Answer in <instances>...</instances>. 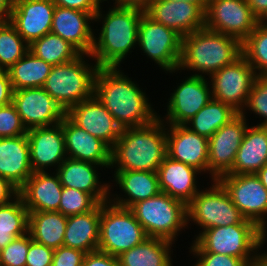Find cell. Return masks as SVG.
<instances>
[{"label": "cell", "mask_w": 267, "mask_h": 266, "mask_svg": "<svg viewBox=\"0 0 267 266\" xmlns=\"http://www.w3.org/2000/svg\"><path fill=\"white\" fill-rule=\"evenodd\" d=\"M122 68L99 67L94 95L122 129L148 125L158 118L159 111L154 109L147 88L139 86L141 80L129 77Z\"/></svg>", "instance_id": "obj_1"}, {"label": "cell", "mask_w": 267, "mask_h": 266, "mask_svg": "<svg viewBox=\"0 0 267 266\" xmlns=\"http://www.w3.org/2000/svg\"><path fill=\"white\" fill-rule=\"evenodd\" d=\"M143 13L134 8L109 5L106 1L101 4L94 15V43L90 53L99 67H121L127 58L130 61L132 52L139 54L138 28Z\"/></svg>", "instance_id": "obj_2"}, {"label": "cell", "mask_w": 267, "mask_h": 266, "mask_svg": "<svg viewBox=\"0 0 267 266\" xmlns=\"http://www.w3.org/2000/svg\"><path fill=\"white\" fill-rule=\"evenodd\" d=\"M241 56L242 42L239 39L203 27L182 37L178 69L166 74L176 76L179 72L181 76L187 71L186 74L209 78Z\"/></svg>", "instance_id": "obj_3"}, {"label": "cell", "mask_w": 267, "mask_h": 266, "mask_svg": "<svg viewBox=\"0 0 267 266\" xmlns=\"http://www.w3.org/2000/svg\"><path fill=\"white\" fill-rule=\"evenodd\" d=\"M166 147V124L159 118L145 126L122 129L111 148L109 172H157L167 156Z\"/></svg>", "instance_id": "obj_4"}, {"label": "cell", "mask_w": 267, "mask_h": 266, "mask_svg": "<svg viewBox=\"0 0 267 266\" xmlns=\"http://www.w3.org/2000/svg\"><path fill=\"white\" fill-rule=\"evenodd\" d=\"M98 64L88 54L52 66L43 89L67 112L72 106L94 96Z\"/></svg>", "instance_id": "obj_5"}, {"label": "cell", "mask_w": 267, "mask_h": 266, "mask_svg": "<svg viewBox=\"0 0 267 266\" xmlns=\"http://www.w3.org/2000/svg\"><path fill=\"white\" fill-rule=\"evenodd\" d=\"M194 241L205 252L242 258L247 263L256 259L267 248L264 246L267 243V234L250 220L241 224L205 229Z\"/></svg>", "instance_id": "obj_6"}, {"label": "cell", "mask_w": 267, "mask_h": 266, "mask_svg": "<svg viewBox=\"0 0 267 266\" xmlns=\"http://www.w3.org/2000/svg\"><path fill=\"white\" fill-rule=\"evenodd\" d=\"M130 209L148 237L178 244V236L187 230V205L164 192L139 201Z\"/></svg>", "instance_id": "obj_7"}, {"label": "cell", "mask_w": 267, "mask_h": 266, "mask_svg": "<svg viewBox=\"0 0 267 266\" xmlns=\"http://www.w3.org/2000/svg\"><path fill=\"white\" fill-rule=\"evenodd\" d=\"M205 186L187 204V229H194V225L198 228L192 239L205 229L241 224L246 220L217 180Z\"/></svg>", "instance_id": "obj_8"}, {"label": "cell", "mask_w": 267, "mask_h": 266, "mask_svg": "<svg viewBox=\"0 0 267 266\" xmlns=\"http://www.w3.org/2000/svg\"><path fill=\"white\" fill-rule=\"evenodd\" d=\"M148 238L130 208L101 203L98 250L118 257Z\"/></svg>", "instance_id": "obj_9"}, {"label": "cell", "mask_w": 267, "mask_h": 266, "mask_svg": "<svg viewBox=\"0 0 267 266\" xmlns=\"http://www.w3.org/2000/svg\"><path fill=\"white\" fill-rule=\"evenodd\" d=\"M182 36L175 30L164 26L145 12L143 13L138 28L137 51L145 60L154 63L160 71L177 70L181 57ZM143 53V54H142Z\"/></svg>", "instance_id": "obj_10"}, {"label": "cell", "mask_w": 267, "mask_h": 266, "mask_svg": "<svg viewBox=\"0 0 267 266\" xmlns=\"http://www.w3.org/2000/svg\"><path fill=\"white\" fill-rule=\"evenodd\" d=\"M175 83L173 90L168 89L170 97H165V115L158 113V118L166 125H184L212 99L211 85L206 77L183 73V78Z\"/></svg>", "instance_id": "obj_11"}, {"label": "cell", "mask_w": 267, "mask_h": 266, "mask_svg": "<svg viewBox=\"0 0 267 266\" xmlns=\"http://www.w3.org/2000/svg\"><path fill=\"white\" fill-rule=\"evenodd\" d=\"M217 181L243 217L267 234V190L256 174H224Z\"/></svg>", "instance_id": "obj_12"}, {"label": "cell", "mask_w": 267, "mask_h": 266, "mask_svg": "<svg viewBox=\"0 0 267 266\" xmlns=\"http://www.w3.org/2000/svg\"><path fill=\"white\" fill-rule=\"evenodd\" d=\"M256 76L254 68L242 55L235 62L222 67L208 78L212 99L230 105L235 111L241 113L245 108Z\"/></svg>", "instance_id": "obj_13"}, {"label": "cell", "mask_w": 267, "mask_h": 266, "mask_svg": "<svg viewBox=\"0 0 267 266\" xmlns=\"http://www.w3.org/2000/svg\"><path fill=\"white\" fill-rule=\"evenodd\" d=\"M245 116L238 113L227 124L208 138V175L210 181L227 174L234 165L236 153L250 124Z\"/></svg>", "instance_id": "obj_14"}, {"label": "cell", "mask_w": 267, "mask_h": 266, "mask_svg": "<svg viewBox=\"0 0 267 266\" xmlns=\"http://www.w3.org/2000/svg\"><path fill=\"white\" fill-rule=\"evenodd\" d=\"M259 20L246 0H209L205 11V27L243 42Z\"/></svg>", "instance_id": "obj_15"}, {"label": "cell", "mask_w": 267, "mask_h": 266, "mask_svg": "<svg viewBox=\"0 0 267 266\" xmlns=\"http://www.w3.org/2000/svg\"><path fill=\"white\" fill-rule=\"evenodd\" d=\"M15 106L26 129L60 123L66 112L42 87L14 90Z\"/></svg>", "instance_id": "obj_16"}, {"label": "cell", "mask_w": 267, "mask_h": 266, "mask_svg": "<svg viewBox=\"0 0 267 266\" xmlns=\"http://www.w3.org/2000/svg\"><path fill=\"white\" fill-rule=\"evenodd\" d=\"M26 135L33 173L56 171L67 158L63 120L51 126L28 129Z\"/></svg>", "instance_id": "obj_17"}, {"label": "cell", "mask_w": 267, "mask_h": 266, "mask_svg": "<svg viewBox=\"0 0 267 266\" xmlns=\"http://www.w3.org/2000/svg\"><path fill=\"white\" fill-rule=\"evenodd\" d=\"M110 174L112 177L107 178H110L109 201L117 206L131 208L137 202L154 197L161 192L157 172L117 171ZM114 187L117 188L114 189Z\"/></svg>", "instance_id": "obj_18"}, {"label": "cell", "mask_w": 267, "mask_h": 266, "mask_svg": "<svg viewBox=\"0 0 267 266\" xmlns=\"http://www.w3.org/2000/svg\"><path fill=\"white\" fill-rule=\"evenodd\" d=\"M55 7L52 0H16L12 3L8 20L31 45L51 32Z\"/></svg>", "instance_id": "obj_19"}, {"label": "cell", "mask_w": 267, "mask_h": 266, "mask_svg": "<svg viewBox=\"0 0 267 266\" xmlns=\"http://www.w3.org/2000/svg\"><path fill=\"white\" fill-rule=\"evenodd\" d=\"M66 115L77 126L101 139L110 148L121 135L122 128L95 95L72 106Z\"/></svg>", "instance_id": "obj_20"}, {"label": "cell", "mask_w": 267, "mask_h": 266, "mask_svg": "<svg viewBox=\"0 0 267 266\" xmlns=\"http://www.w3.org/2000/svg\"><path fill=\"white\" fill-rule=\"evenodd\" d=\"M167 156L208 174V138L185 125H166Z\"/></svg>", "instance_id": "obj_21"}, {"label": "cell", "mask_w": 267, "mask_h": 266, "mask_svg": "<svg viewBox=\"0 0 267 266\" xmlns=\"http://www.w3.org/2000/svg\"><path fill=\"white\" fill-rule=\"evenodd\" d=\"M145 13L182 37L205 27V11L186 1L152 0Z\"/></svg>", "instance_id": "obj_22"}, {"label": "cell", "mask_w": 267, "mask_h": 266, "mask_svg": "<svg viewBox=\"0 0 267 266\" xmlns=\"http://www.w3.org/2000/svg\"><path fill=\"white\" fill-rule=\"evenodd\" d=\"M99 170L105 176L101 165L67 157L55 172L63 187L91 194L99 203H104L109 201V181H103Z\"/></svg>", "instance_id": "obj_23"}, {"label": "cell", "mask_w": 267, "mask_h": 266, "mask_svg": "<svg viewBox=\"0 0 267 266\" xmlns=\"http://www.w3.org/2000/svg\"><path fill=\"white\" fill-rule=\"evenodd\" d=\"M51 32L90 55L94 43V16L89 12L56 6Z\"/></svg>", "instance_id": "obj_24"}, {"label": "cell", "mask_w": 267, "mask_h": 266, "mask_svg": "<svg viewBox=\"0 0 267 266\" xmlns=\"http://www.w3.org/2000/svg\"><path fill=\"white\" fill-rule=\"evenodd\" d=\"M157 173L160 191L181 200L186 205L204 187V182L203 186H200V180L205 177L200 171L168 156L164 158Z\"/></svg>", "instance_id": "obj_25"}, {"label": "cell", "mask_w": 267, "mask_h": 266, "mask_svg": "<svg viewBox=\"0 0 267 266\" xmlns=\"http://www.w3.org/2000/svg\"><path fill=\"white\" fill-rule=\"evenodd\" d=\"M63 133L68 158L101 165L105 171L110 169L111 148L77 126L67 115L63 118Z\"/></svg>", "instance_id": "obj_26"}, {"label": "cell", "mask_w": 267, "mask_h": 266, "mask_svg": "<svg viewBox=\"0 0 267 266\" xmlns=\"http://www.w3.org/2000/svg\"><path fill=\"white\" fill-rule=\"evenodd\" d=\"M63 186L55 171L35 172L19 190L28 212L59 211Z\"/></svg>", "instance_id": "obj_27"}, {"label": "cell", "mask_w": 267, "mask_h": 266, "mask_svg": "<svg viewBox=\"0 0 267 266\" xmlns=\"http://www.w3.org/2000/svg\"><path fill=\"white\" fill-rule=\"evenodd\" d=\"M32 174L27 135L0 138V176L20 190Z\"/></svg>", "instance_id": "obj_28"}, {"label": "cell", "mask_w": 267, "mask_h": 266, "mask_svg": "<svg viewBox=\"0 0 267 266\" xmlns=\"http://www.w3.org/2000/svg\"><path fill=\"white\" fill-rule=\"evenodd\" d=\"M267 164V126L249 124L227 174H256Z\"/></svg>", "instance_id": "obj_29"}, {"label": "cell", "mask_w": 267, "mask_h": 266, "mask_svg": "<svg viewBox=\"0 0 267 266\" xmlns=\"http://www.w3.org/2000/svg\"><path fill=\"white\" fill-rule=\"evenodd\" d=\"M101 203L93 210L68 216L63 246L90 253L98 250Z\"/></svg>", "instance_id": "obj_30"}, {"label": "cell", "mask_w": 267, "mask_h": 266, "mask_svg": "<svg viewBox=\"0 0 267 266\" xmlns=\"http://www.w3.org/2000/svg\"><path fill=\"white\" fill-rule=\"evenodd\" d=\"M174 245V246H173ZM175 243L148 237L144 242L121 253L117 258L120 266H174Z\"/></svg>", "instance_id": "obj_31"}, {"label": "cell", "mask_w": 267, "mask_h": 266, "mask_svg": "<svg viewBox=\"0 0 267 266\" xmlns=\"http://www.w3.org/2000/svg\"><path fill=\"white\" fill-rule=\"evenodd\" d=\"M67 219L59 211L29 212L28 232L34 241L57 249L63 246Z\"/></svg>", "instance_id": "obj_32"}, {"label": "cell", "mask_w": 267, "mask_h": 266, "mask_svg": "<svg viewBox=\"0 0 267 266\" xmlns=\"http://www.w3.org/2000/svg\"><path fill=\"white\" fill-rule=\"evenodd\" d=\"M51 69V64L37 58L29 50L7 71L14 91L43 87Z\"/></svg>", "instance_id": "obj_33"}, {"label": "cell", "mask_w": 267, "mask_h": 266, "mask_svg": "<svg viewBox=\"0 0 267 266\" xmlns=\"http://www.w3.org/2000/svg\"><path fill=\"white\" fill-rule=\"evenodd\" d=\"M238 114L230 105L211 99L184 125L199 135L210 138Z\"/></svg>", "instance_id": "obj_34"}, {"label": "cell", "mask_w": 267, "mask_h": 266, "mask_svg": "<svg viewBox=\"0 0 267 266\" xmlns=\"http://www.w3.org/2000/svg\"><path fill=\"white\" fill-rule=\"evenodd\" d=\"M28 224L29 212L20 195L0 205V250L15 238L28 233Z\"/></svg>", "instance_id": "obj_35"}, {"label": "cell", "mask_w": 267, "mask_h": 266, "mask_svg": "<svg viewBox=\"0 0 267 266\" xmlns=\"http://www.w3.org/2000/svg\"><path fill=\"white\" fill-rule=\"evenodd\" d=\"M29 50L52 66L74 60L81 53L62 37L49 32L29 45Z\"/></svg>", "instance_id": "obj_36"}, {"label": "cell", "mask_w": 267, "mask_h": 266, "mask_svg": "<svg viewBox=\"0 0 267 266\" xmlns=\"http://www.w3.org/2000/svg\"><path fill=\"white\" fill-rule=\"evenodd\" d=\"M29 51V44L8 20L0 22V70H8Z\"/></svg>", "instance_id": "obj_37"}, {"label": "cell", "mask_w": 267, "mask_h": 266, "mask_svg": "<svg viewBox=\"0 0 267 266\" xmlns=\"http://www.w3.org/2000/svg\"><path fill=\"white\" fill-rule=\"evenodd\" d=\"M242 55L254 68L256 75H267V25L260 21L242 42Z\"/></svg>", "instance_id": "obj_38"}, {"label": "cell", "mask_w": 267, "mask_h": 266, "mask_svg": "<svg viewBox=\"0 0 267 266\" xmlns=\"http://www.w3.org/2000/svg\"><path fill=\"white\" fill-rule=\"evenodd\" d=\"M241 114L248 120L247 116L250 117L252 115L253 119L255 117L257 123L251 121L250 124L267 126V75H257L254 78L247 103ZM257 118L259 120H256Z\"/></svg>", "instance_id": "obj_39"}, {"label": "cell", "mask_w": 267, "mask_h": 266, "mask_svg": "<svg viewBox=\"0 0 267 266\" xmlns=\"http://www.w3.org/2000/svg\"><path fill=\"white\" fill-rule=\"evenodd\" d=\"M98 204L99 202L91 194L63 187L59 212L67 217L83 214L93 210Z\"/></svg>", "instance_id": "obj_40"}, {"label": "cell", "mask_w": 267, "mask_h": 266, "mask_svg": "<svg viewBox=\"0 0 267 266\" xmlns=\"http://www.w3.org/2000/svg\"><path fill=\"white\" fill-rule=\"evenodd\" d=\"M189 242L187 249L189 255L191 254L192 258L195 259L193 265L191 266H247V262L238 257L209 253L205 252L194 240Z\"/></svg>", "instance_id": "obj_41"}, {"label": "cell", "mask_w": 267, "mask_h": 266, "mask_svg": "<svg viewBox=\"0 0 267 266\" xmlns=\"http://www.w3.org/2000/svg\"><path fill=\"white\" fill-rule=\"evenodd\" d=\"M28 249L29 232L0 250V266H25Z\"/></svg>", "instance_id": "obj_42"}, {"label": "cell", "mask_w": 267, "mask_h": 266, "mask_svg": "<svg viewBox=\"0 0 267 266\" xmlns=\"http://www.w3.org/2000/svg\"><path fill=\"white\" fill-rule=\"evenodd\" d=\"M27 131L12 103L0 107V138L21 136Z\"/></svg>", "instance_id": "obj_43"}, {"label": "cell", "mask_w": 267, "mask_h": 266, "mask_svg": "<svg viewBox=\"0 0 267 266\" xmlns=\"http://www.w3.org/2000/svg\"><path fill=\"white\" fill-rule=\"evenodd\" d=\"M54 249L34 241L29 233V249L25 266H52Z\"/></svg>", "instance_id": "obj_44"}, {"label": "cell", "mask_w": 267, "mask_h": 266, "mask_svg": "<svg viewBox=\"0 0 267 266\" xmlns=\"http://www.w3.org/2000/svg\"><path fill=\"white\" fill-rule=\"evenodd\" d=\"M85 255L82 250L61 246L54 249L52 266H82Z\"/></svg>", "instance_id": "obj_45"}, {"label": "cell", "mask_w": 267, "mask_h": 266, "mask_svg": "<svg viewBox=\"0 0 267 266\" xmlns=\"http://www.w3.org/2000/svg\"><path fill=\"white\" fill-rule=\"evenodd\" d=\"M56 6L89 12L93 16L105 0H52Z\"/></svg>", "instance_id": "obj_46"}, {"label": "cell", "mask_w": 267, "mask_h": 266, "mask_svg": "<svg viewBox=\"0 0 267 266\" xmlns=\"http://www.w3.org/2000/svg\"><path fill=\"white\" fill-rule=\"evenodd\" d=\"M82 266H120L118 258L99 250L86 253Z\"/></svg>", "instance_id": "obj_47"}, {"label": "cell", "mask_w": 267, "mask_h": 266, "mask_svg": "<svg viewBox=\"0 0 267 266\" xmlns=\"http://www.w3.org/2000/svg\"><path fill=\"white\" fill-rule=\"evenodd\" d=\"M13 92L8 71L0 70V107L12 103Z\"/></svg>", "instance_id": "obj_48"}, {"label": "cell", "mask_w": 267, "mask_h": 266, "mask_svg": "<svg viewBox=\"0 0 267 266\" xmlns=\"http://www.w3.org/2000/svg\"><path fill=\"white\" fill-rule=\"evenodd\" d=\"M19 195V190L0 176V205L7 204Z\"/></svg>", "instance_id": "obj_49"}, {"label": "cell", "mask_w": 267, "mask_h": 266, "mask_svg": "<svg viewBox=\"0 0 267 266\" xmlns=\"http://www.w3.org/2000/svg\"><path fill=\"white\" fill-rule=\"evenodd\" d=\"M107 3L122 8H134L145 12L152 0H105ZM111 1V2H110Z\"/></svg>", "instance_id": "obj_50"}, {"label": "cell", "mask_w": 267, "mask_h": 266, "mask_svg": "<svg viewBox=\"0 0 267 266\" xmlns=\"http://www.w3.org/2000/svg\"><path fill=\"white\" fill-rule=\"evenodd\" d=\"M253 15L260 21L267 13V0H246Z\"/></svg>", "instance_id": "obj_51"}, {"label": "cell", "mask_w": 267, "mask_h": 266, "mask_svg": "<svg viewBox=\"0 0 267 266\" xmlns=\"http://www.w3.org/2000/svg\"><path fill=\"white\" fill-rule=\"evenodd\" d=\"M12 3L9 0H0V22L8 19Z\"/></svg>", "instance_id": "obj_52"}, {"label": "cell", "mask_w": 267, "mask_h": 266, "mask_svg": "<svg viewBox=\"0 0 267 266\" xmlns=\"http://www.w3.org/2000/svg\"><path fill=\"white\" fill-rule=\"evenodd\" d=\"M265 250L256 259L250 261L247 266H267V249Z\"/></svg>", "instance_id": "obj_53"}, {"label": "cell", "mask_w": 267, "mask_h": 266, "mask_svg": "<svg viewBox=\"0 0 267 266\" xmlns=\"http://www.w3.org/2000/svg\"><path fill=\"white\" fill-rule=\"evenodd\" d=\"M256 176L260 179L262 185L267 190V164H265L257 173Z\"/></svg>", "instance_id": "obj_54"}, {"label": "cell", "mask_w": 267, "mask_h": 266, "mask_svg": "<svg viewBox=\"0 0 267 266\" xmlns=\"http://www.w3.org/2000/svg\"><path fill=\"white\" fill-rule=\"evenodd\" d=\"M171 1H186L192 4L199 5L204 11H206L209 0H171Z\"/></svg>", "instance_id": "obj_55"}, {"label": "cell", "mask_w": 267, "mask_h": 266, "mask_svg": "<svg viewBox=\"0 0 267 266\" xmlns=\"http://www.w3.org/2000/svg\"><path fill=\"white\" fill-rule=\"evenodd\" d=\"M260 22L264 25H267V13L266 15L260 20Z\"/></svg>", "instance_id": "obj_56"}]
</instances>
